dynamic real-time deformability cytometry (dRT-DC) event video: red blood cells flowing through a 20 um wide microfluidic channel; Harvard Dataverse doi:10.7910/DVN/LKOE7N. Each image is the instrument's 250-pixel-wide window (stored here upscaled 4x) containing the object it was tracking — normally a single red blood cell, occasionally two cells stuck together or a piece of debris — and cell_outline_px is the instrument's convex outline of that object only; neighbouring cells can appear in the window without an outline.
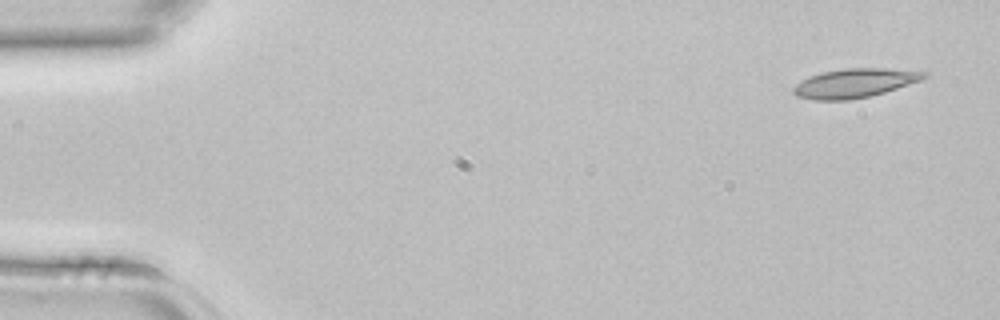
{"species": "common noctule bat (a hibernating species)", "species_latin": "Nyctalus noctula", "temperature_condition": "room temperature", "stored_images_in_passage": 4, "camera_frame_rate_fps": 3000, "um_per_image_px": 0.085, "animal": {"sex": "female", "body_mass_g": 22.7, "forearm_length_mm": 54.2}, "frame": {"image": 1, "passage_image": 1, "time_ms": 0.0, "image_size_px": [1000, 320], "cell_outline_px": [[928, 76], [920, 80], [884, 92], [868, 96], [848, 100], [812, 100], [796, 96], [792, 92], [792, 88], [796, 84], [820, 72], [848, 68], [884, 68], [928, 72]], "centroid_in_image_um": [72.62, 7.06], "position_along_channel_um": 12.4, "area_um2": 21.85}}
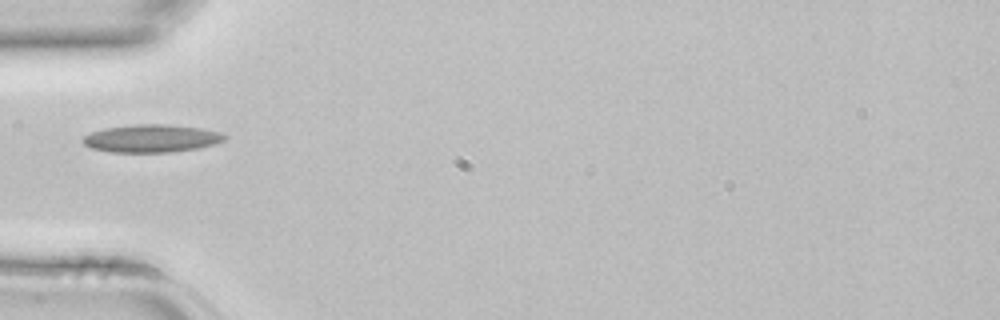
{"frame": {"image": 2, "passage_image": 4, "time_ms": 1.0, "image_size_px": [1000, 320], "cell_outline_px": [[228, 136], [224, 140], [212, 144], [196, 148], [168, 152], [108, 152], [92, 148], [84, 144], [80, 140], [84, 136], [92, 132], [108, 128], [136, 124], [168, 124], [200, 128], [220, 132]], "centroid_in_image_um": [12.86, 11.76], "position_along_channel_um": 72.1, "area_um2": 22.72}}